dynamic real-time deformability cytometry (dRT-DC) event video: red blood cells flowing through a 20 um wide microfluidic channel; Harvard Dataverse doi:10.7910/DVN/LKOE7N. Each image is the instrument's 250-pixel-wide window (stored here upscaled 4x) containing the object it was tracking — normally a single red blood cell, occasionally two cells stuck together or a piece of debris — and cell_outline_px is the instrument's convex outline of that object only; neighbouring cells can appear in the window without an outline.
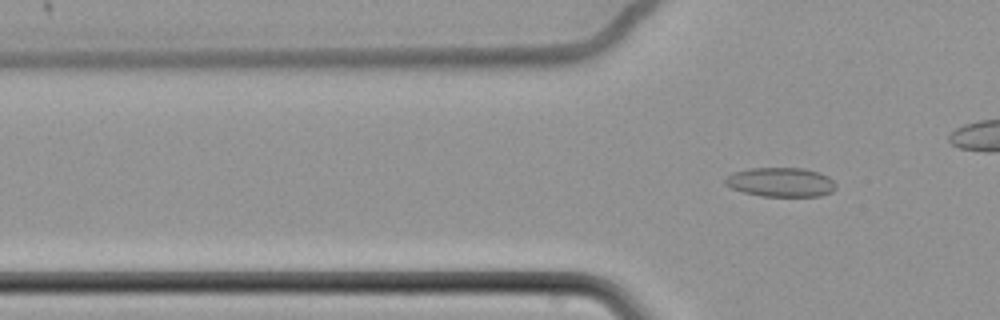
{"species": "common noctule bat (a hibernating species)", "species_latin": "Nyctalus noctula", "temperature_condition": "cold", "stored_images_in_passage": 10, "camera_frame_rate_fps": 3000, "um_per_image_px": 0.085, "animal": {"sex": "female", "body_mass_g": 22.7, "forearm_length_mm": 54.2}, "frame": {"image": 1, "passage_image": 10, "time_ms": 3.0, "image_size_px": [1000, 320], "cell_outline_px": [[836, 188], [832, 192], [820, 196], [760, 196], [744, 192], [732, 188], [724, 184], [724, 180], [732, 172], [752, 168], [804, 168], [820, 172], [828, 176], [836, 184]], "centroid_in_image_um": [66.38, 15.48], "position_along_channel_um": 59.4, "area_um2": 18.96}}